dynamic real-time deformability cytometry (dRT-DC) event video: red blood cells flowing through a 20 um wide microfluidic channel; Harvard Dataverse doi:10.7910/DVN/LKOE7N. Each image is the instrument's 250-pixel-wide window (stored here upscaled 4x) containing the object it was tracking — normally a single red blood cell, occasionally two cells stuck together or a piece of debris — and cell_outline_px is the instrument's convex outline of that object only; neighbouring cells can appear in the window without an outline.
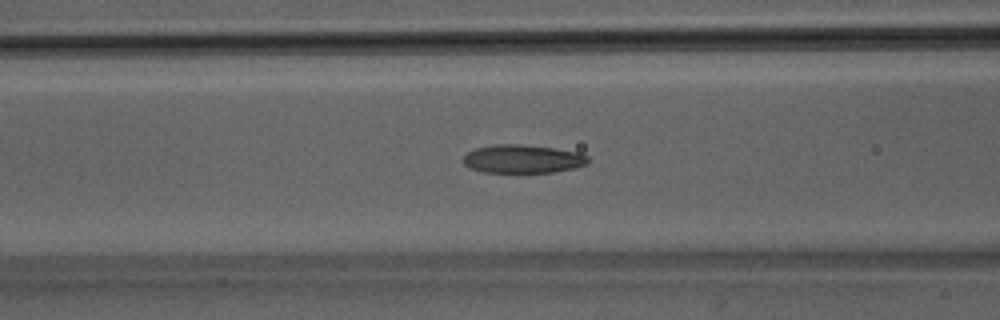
{"species": "Egyptian fruit bat (a non-hibernating species)", "species_latin": "Rousettus aegyptiacus", "temperature_condition": "room temperature", "stored_images_in_passage": 51, "camera_frame_rate_fps": 3000, "um_per_image_px": 0.085, "animal": {"sex": "male"}, "frame": {"image": 1, "passage_image": 21, "time_ms": 6.667, "image_size_px": [1000, 320], "cell_outline_px": [[588, 164], [576, 168], [552, 172], [484, 172], [468, 168], [464, 164], [464, 156], [468, 152], [476, 148], [496, 144], [520, 144], [552, 148], [580, 152], [588, 156]], "centroid_in_image_um": [44.45, 13.51], "position_along_channel_um": 122.2, "area_um2": 20.63}}
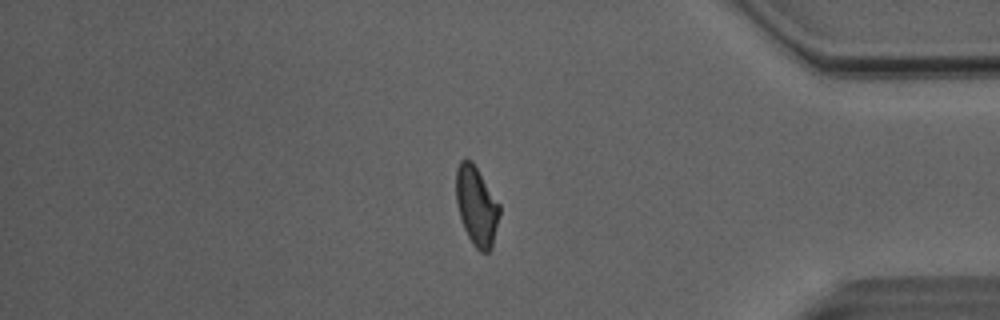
{"frame": {"image": 2, "passage_image": 43, "time_ms": 14.0, "image_size_px": [1000, 320], "cell_outline_px": [[500, 212], [492, 248], [488, 252], [480, 252], [472, 244], [464, 228], [460, 216], [456, 200], [456, 168], [460, 160], [464, 156], [472, 160], [500, 204]], "centroid_in_image_um": [40.5, 17.47], "position_along_channel_um": 394.7, "area_um2": 20.23}}
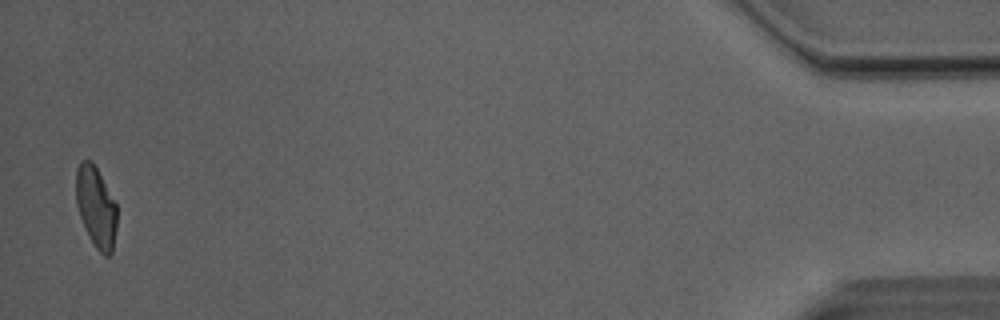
{"frame": {"image": 3, "passage_image": 50, "time_ms": 16.333, "image_size_px": [1000, 320], "cell_outline_px": [[116, 228], [112, 252], [108, 256], [104, 256], [96, 248], [88, 236], [80, 216], [76, 204], [76, 168], [80, 160], [92, 160], [116, 204]], "centroid_in_image_um": [8.14, 17.59], "position_along_channel_um": 427.1, "area_um2": 19.19}, "authors_computed_cell_mechanics": {"area_um2": 20.5768, "velocity_mm_per_s": 4.0905, "shape_relaxation_time_tau1_ms": 5.7892, "shape_relaxation_time_tau2_ms": 2.3279, "deformation_change_tau1": 0.1773, "deformation_change_tau2": 0.0807}}